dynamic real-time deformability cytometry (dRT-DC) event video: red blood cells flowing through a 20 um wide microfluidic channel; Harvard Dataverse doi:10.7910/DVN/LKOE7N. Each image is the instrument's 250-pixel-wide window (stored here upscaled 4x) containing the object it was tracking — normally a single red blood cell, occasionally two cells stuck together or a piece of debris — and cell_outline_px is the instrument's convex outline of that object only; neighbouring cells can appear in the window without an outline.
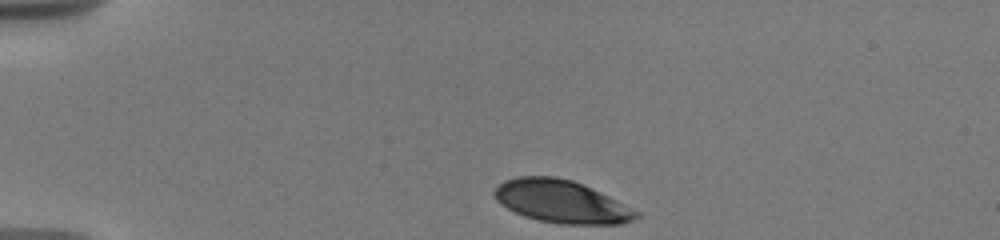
{"species": "human", "species_latin": "Homo sapiens", "temperature_condition": "warm", "stored_images_in_passage": 46, "camera_frame_rate_fps": 3000, "um_per_image_px": 0.085, "donor": {"sex": "male"}, "frame": {"image": 1, "passage_image": 1, "time_ms": 0.0, "image_size_px": [1000, 240], "cell_outline_px": [[640, 216], [632, 220], [620, 224], [560, 224], [536, 220], [524, 216], [500, 204], [496, 200], [492, 192], [504, 180], [516, 176], [552, 176], [572, 180], [608, 196], [640, 212]], "centroid_in_image_um": [47.69, 17.13], "position_along_channel_um": 37.3, "area_um2": 35.14}}
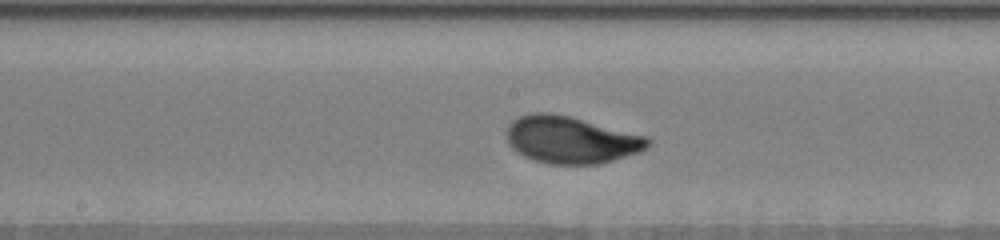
{"frame": {"image": 2, "passage_image": 20, "time_ms": 6.0, "image_size_px": [1000, 240], "cell_outline_px": [[652, 144], [640, 152], [600, 164], [548, 164], [532, 160], [516, 152], [508, 144], [508, 128], [512, 120], [520, 116], [536, 112], [548, 112], [568, 116], [644, 136], [652, 140]], "centroid_in_image_um": [48.52, 11.9], "position_along_channel_um": 199.7, "area_um2": 38.49}}
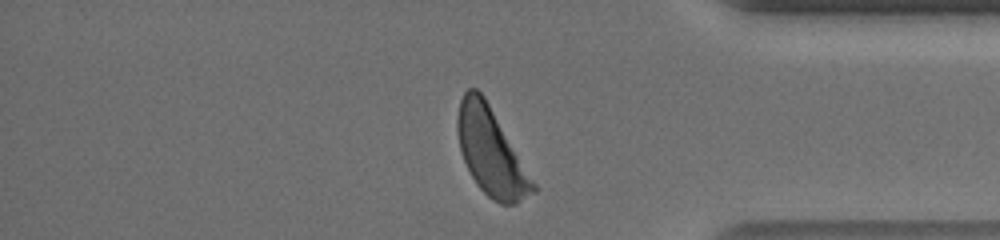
{"frame": {"image": 3, "passage_image": 44, "time_ms": 11.667, "image_size_px": [1000, 240], "cell_outline_px": [[536, 192], [516, 204], [500, 204], [492, 200], [476, 184], [464, 160], [460, 148], [456, 128], [456, 124], [460, 100], [464, 92], [468, 88], [476, 88], [484, 96], [536, 184]], "centroid_in_image_um": [41.73, 12.93], "position_along_channel_um": 393.5, "area_um2": 37.8}, "authors_computed_cell_mechanics": {"area_um2": 37.4544, "velocity_mm_per_s": 3.6494, "shape_relaxation_time_tau1_ms": 2.4559, "shape_relaxation_time_tau2_ms": null, "deformation_change_tau1": 0.1579, "deformation_change_tau2": null}}